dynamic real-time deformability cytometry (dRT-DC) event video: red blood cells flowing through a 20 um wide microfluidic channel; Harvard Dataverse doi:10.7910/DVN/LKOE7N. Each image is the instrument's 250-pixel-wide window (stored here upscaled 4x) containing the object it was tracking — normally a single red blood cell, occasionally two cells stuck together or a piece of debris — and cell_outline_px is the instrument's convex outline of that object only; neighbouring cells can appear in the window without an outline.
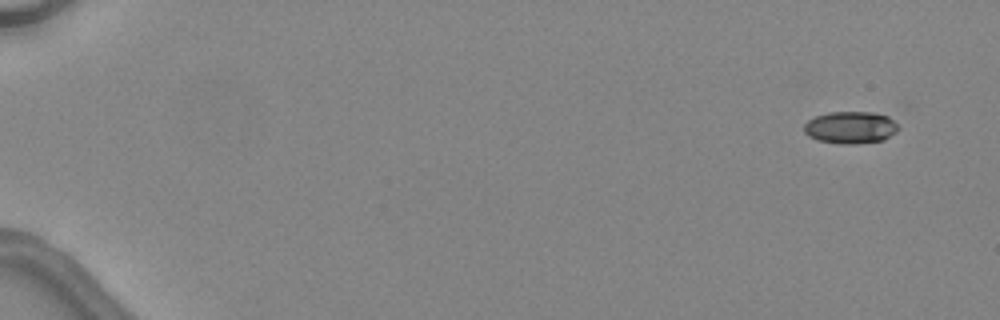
{"species": "common noctule bat (a hibernating species)", "species_latin": "Nyctalus noctula", "temperature_condition": "warm", "stored_images_in_passage": 5, "camera_frame_rate_fps": 3000, "um_per_image_px": 0.085, "animal": {"sex": "female", "body_mass_g": 24.6, "forearm_length_mm": 56.2}, "frame": {"image": 1, "passage_image": 1, "time_ms": 0.0, "image_size_px": [1000, 320], "cell_outline_px": [[900, 128], [896, 132], [884, 140], [856, 144], [840, 144], [816, 140], [808, 136], [804, 132], [804, 124], [808, 120], [816, 116], [828, 112], [872, 112], [888, 116]], "centroid_in_image_um": [72.28, 10.84], "position_along_channel_um": 12.7, "area_um2": 17.8}}
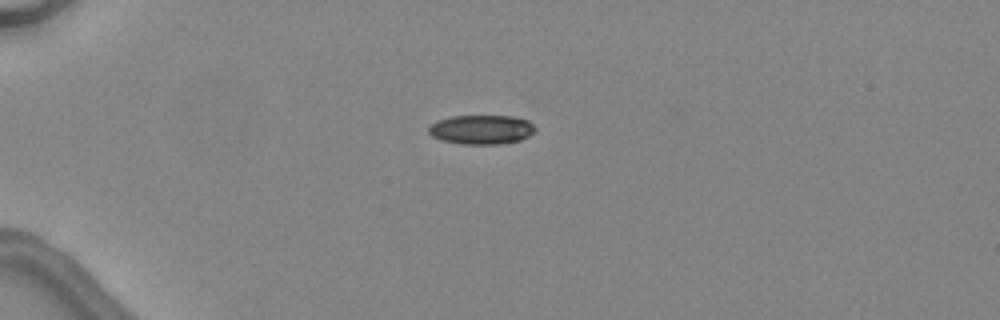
{"frame": {"image": 2, "passage_image": 4, "time_ms": 3.667, "image_size_px": [1000, 320], "cell_outline_px": [[536, 132], [520, 140], [500, 144], [460, 144], [440, 140], [432, 136], [428, 132], [428, 128], [436, 120], [452, 116], [512, 116], [528, 120], [536, 128]], "centroid_in_image_um": [40.92, 11.01], "position_along_channel_um": 44.1, "area_um2": 18.32}}